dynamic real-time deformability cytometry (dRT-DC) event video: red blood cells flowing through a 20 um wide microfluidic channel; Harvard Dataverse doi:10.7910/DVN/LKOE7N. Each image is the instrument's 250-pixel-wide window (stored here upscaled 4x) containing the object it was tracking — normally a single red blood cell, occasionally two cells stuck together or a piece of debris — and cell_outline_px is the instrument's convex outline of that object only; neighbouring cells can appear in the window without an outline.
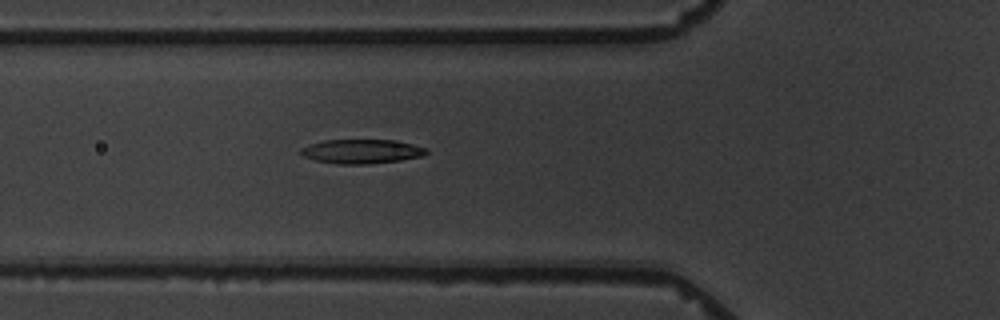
{"species": "common noctule bat (a hibernating species)", "species_latin": "Nyctalus noctula", "temperature_condition": "warm", "stored_images_in_passage": 3, "camera_frame_rate_fps": 3000, "um_per_image_px": 0.085, "animal": {"sex": "male", "body_mass_g": 19.5, "forearm_length_mm": 54.6}, "frame": {"image": 1, "passage_image": 3, "time_ms": 2.333, "image_size_px": [1000, 320], "cell_outline_px": [[428, 152], [424, 156], [400, 160], [368, 164], [336, 164], [316, 160], [304, 156], [300, 152], [300, 148], [324, 140], [396, 140], [428, 148]], "centroid_in_image_um": [30.78, 12.87], "position_along_channel_um": 95.0, "area_um2": 17.69}}